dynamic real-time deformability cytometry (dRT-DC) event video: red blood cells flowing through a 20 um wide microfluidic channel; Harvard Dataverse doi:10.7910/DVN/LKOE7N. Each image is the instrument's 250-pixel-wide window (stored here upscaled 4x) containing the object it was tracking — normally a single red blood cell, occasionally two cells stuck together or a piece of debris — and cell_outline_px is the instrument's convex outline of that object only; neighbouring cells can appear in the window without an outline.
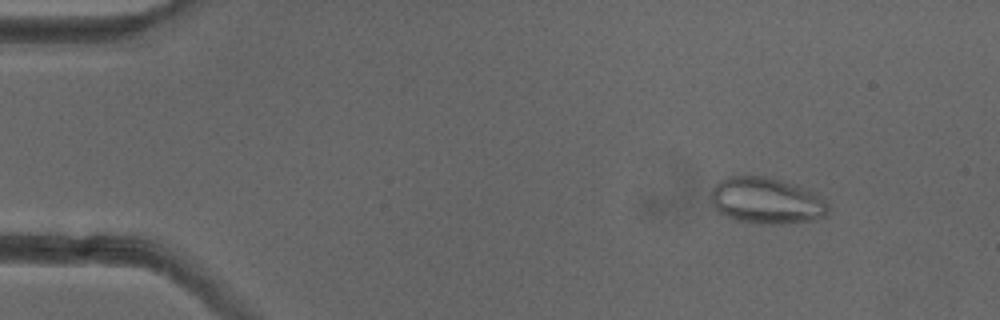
{"species": "common noctule bat (a hibernating species)", "species_latin": "Nyctalus noctula", "temperature_condition": "cold", "stored_images_in_passage": 50, "camera_frame_rate_fps": 3000, "um_per_image_px": 0.085, "animal": {"sex": "female"}, "frame": {"image": 1, "passage_image": 5, "time_ms": 1.333, "image_size_px": [1000, 320], "cell_outline_px": [[828, 212], [824, 216], [816, 220], [780, 224], [752, 224], [732, 220], [716, 212], [708, 196], [712, 188], [720, 180], [728, 176], [764, 176], [780, 180], [808, 188], [824, 196], [828, 204]], "centroid_in_image_um": [65.13, 17.08], "position_along_channel_um": 19.9, "area_um2": 32.66}}
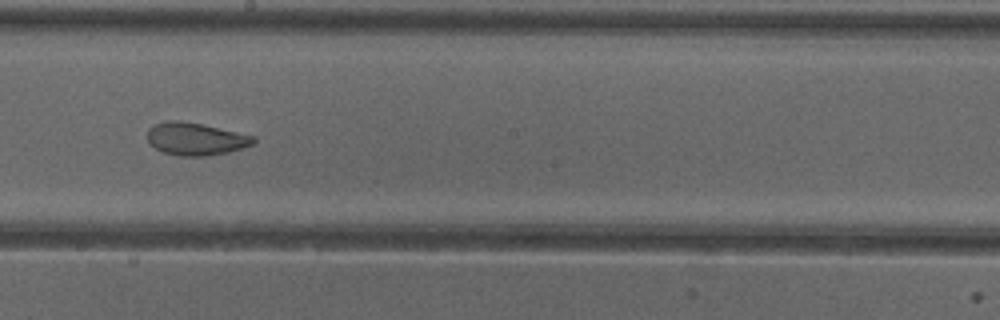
{"frame": {"image": 2, "passage_image": 28, "time_ms": 9.0, "image_size_px": [1000, 320], "cell_outline_px": [[256, 140], [252, 144], [228, 152], [204, 156], [180, 156], [164, 152], [148, 144], [148, 128], [152, 124], [168, 120], [180, 120], [200, 124], [256, 136]], "centroid_in_image_um": [16.59, 11.8], "position_along_channel_um": 231.6, "area_um2": 20.06}}
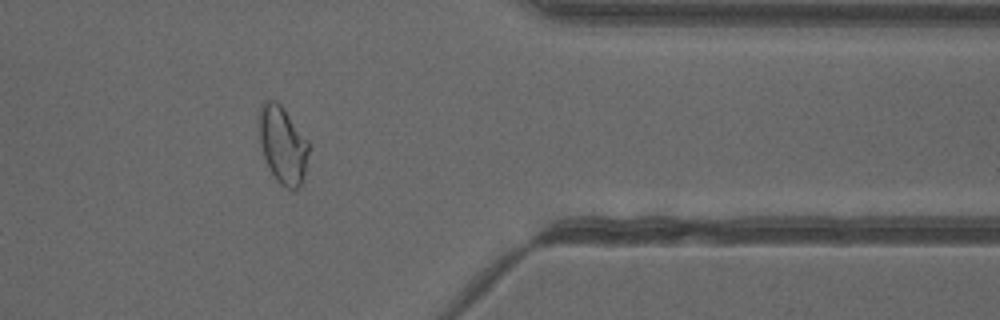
{"frame": {"image": 3, "passage_image": 41, "time_ms": 13.333, "image_size_px": [1000, 320], "cell_outline_px": [[308, 152], [304, 172], [300, 184], [296, 188], [288, 188], [280, 184], [276, 180], [264, 156], [260, 140], [260, 104], [264, 100], [276, 100], [284, 108], [308, 140]], "centroid_in_image_um": [24.03, 12.26], "position_along_channel_um": 387.4, "area_um2": 21.79}, "authors_computed_cell_mechanics": {"area_um2": 23.4957, "velocity_mm_per_s": 3.9801, "shape_relaxation_time_tau1_ms": null, "shape_relaxation_time_tau2_ms": 1.4016, "deformation_change_tau1": null, "deformation_change_tau2": 0.0683}}